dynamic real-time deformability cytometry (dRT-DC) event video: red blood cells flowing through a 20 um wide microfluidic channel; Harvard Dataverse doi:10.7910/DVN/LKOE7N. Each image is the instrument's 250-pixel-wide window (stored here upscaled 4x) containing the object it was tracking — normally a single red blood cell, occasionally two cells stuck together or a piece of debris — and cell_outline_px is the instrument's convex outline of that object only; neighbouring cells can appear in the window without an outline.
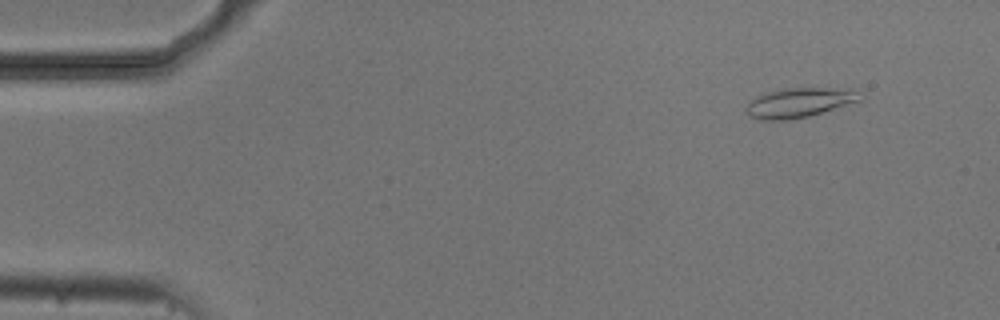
{"species": "common noctule bat (a hibernating species)", "species_latin": "Nyctalus noctula", "temperature_condition": "cold", "stored_images_in_passage": 16, "camera_frame_rate_fps": 3000, "um_per_image_px": 0.085, "animal": {"sex": "male", "body_mass_g": 20.5, "forearm_length_mm": 52.5}, "frame": {"image": 1, "passage_image": 5, "time_ms": 1.333, "image_size_px": [1000, 320], "cell_outline_px": [[864, 100], [808, 116], [788, 120], [760, 120], [748, 116], [748, 100], [764, 92], [784, 88], [860, 88]], "centroid_in_image_um": [68.01, 8.7], "position_along_channel_um": 17.0, "area_um2": 20.11}}